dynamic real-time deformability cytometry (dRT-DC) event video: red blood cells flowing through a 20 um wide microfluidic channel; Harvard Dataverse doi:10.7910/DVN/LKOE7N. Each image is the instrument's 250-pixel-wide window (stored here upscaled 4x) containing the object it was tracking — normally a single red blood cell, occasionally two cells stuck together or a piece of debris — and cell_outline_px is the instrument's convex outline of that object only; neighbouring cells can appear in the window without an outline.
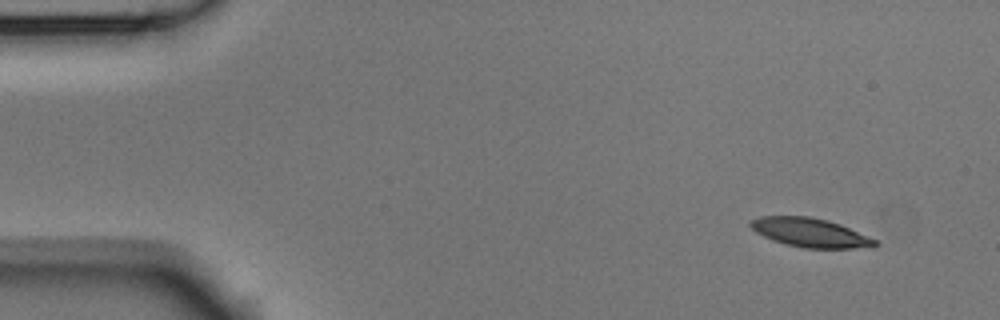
{"species": "Egyptian fruit bat (a non-hibernating species)", "species_latin": "Rousettus aegyptiacus", "temperature_condition": "room temperature", "stored_images_in_passage": 7, "camera_frame_rate_fps": 3000, "um_per_image_px": 0.085, "animal": {"sex": "male"}, "frame": {"image": 1, "passage_image": 1, "time_ms": 0.0, "image_size_px": [1000, 320], "cell_outline_px": [[880, 244], [872, 248], [804, 248], [784, 244], [772, 240], [756, 232], [748, 224], [752, 220], [760, 216], [808, 216], [828, 220], [840, 224], [868, 236], [876, 240]], "centroid_in_image_um": [68.89, 19.78], "position_along_channel_um": 16.1, "area_um2": 21.1}}
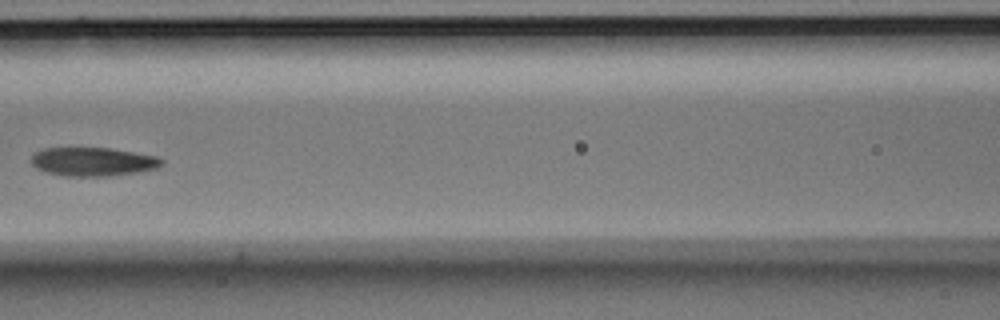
{"frame": {"image": 2, "passage_image": 6, "time_ms": 1.667, "image_size_px": [1000, 320], "cell_outline_px": [[164, 164], [160, 168], [136, 172], [108, 176], [64, 176], [48, 172], [36, 168], [32, 164], [32, 152], [44, 148], [108, 148], [156, 156], [164, 160]], "centroid_in_image_um": [7.91, 13.74], "position_along_channel_um": 158.7, "area_um2": 21.79}}
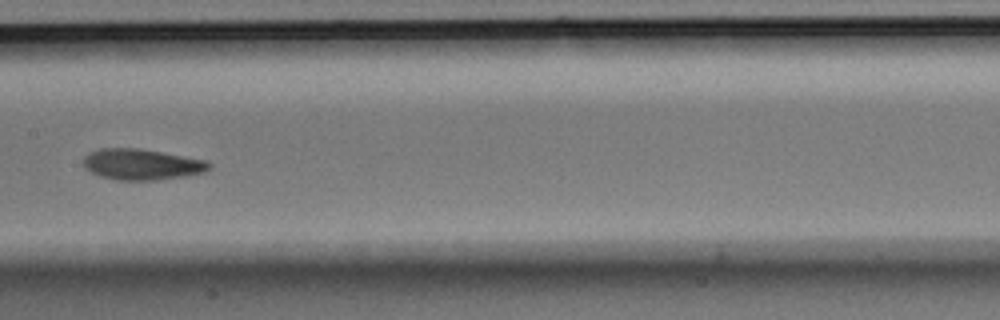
{"frame": {"image": 3, "passage_image": 7, "time_ms": 2.0, "image_size_px": [1000, 320], "cell_outline_px": [[212, 164], [204, 172], [184, 176], [156, 180], [116, 180], [100, 176], [84, 168], [84, 156], [88, 152], [100, 148], [140, 148], [208, 160]], "centroid_in_image_um": [12.04, 13.96], "position_along_channel_um": 195.4, "area_um2": 22.77}}